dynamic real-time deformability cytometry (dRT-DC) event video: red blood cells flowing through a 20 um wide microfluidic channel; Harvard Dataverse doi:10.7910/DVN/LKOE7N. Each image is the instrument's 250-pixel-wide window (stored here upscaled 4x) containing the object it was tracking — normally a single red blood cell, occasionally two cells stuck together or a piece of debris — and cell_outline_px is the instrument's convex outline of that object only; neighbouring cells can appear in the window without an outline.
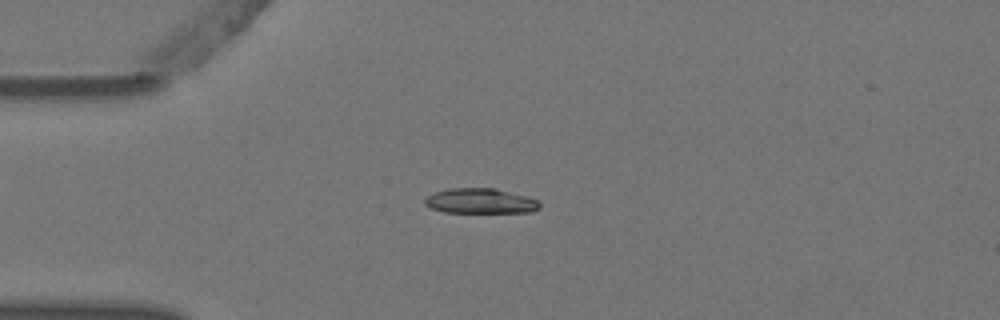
{"species": "Egyptian fruit bat (a non-hibernating species)", "species_latin": "Rousettus aegyptiacus", "temperature_condition": "warm", "stored_images_in_passage": 5, "camera_frame_rate_fps": 3000, "um_per_image_px": 0.085, "animal": {"sex": "female"}, "frame": {"image": 1, "passage_image": 3, "time_ms": 0.667, "image_size_px": [1000, 320], "cell_outline_px": [[540, 208], [532, 212], [444, 212], [432, 208], [424, 204], [424, 200], [428, 196], [436, 192], [448, 188], [496, 188], [528, 196], [536, 200], [540, 204]], "centroid_in_image_um": [40.85, 17.08], "position_along_channel_um": 44.1, "area_um2": 16.76}}
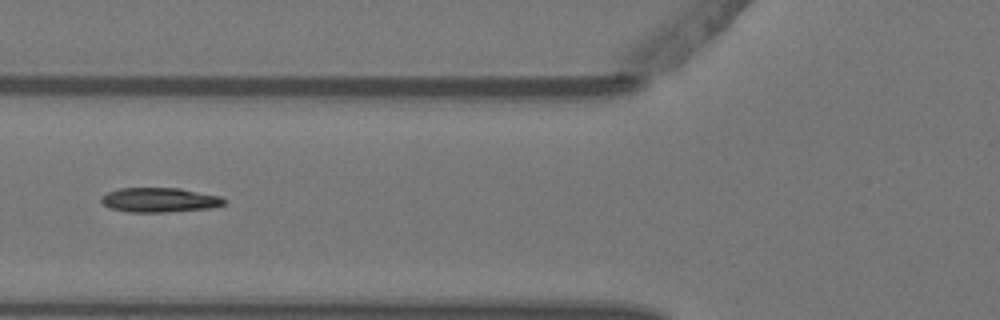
{"frame": {"image": 2, "passage_image": 5, "time_ms": 1.333, "image_size_px": [1000, 320], "cell_outline_px": [[224, 204], [212, 208], [164, 212], [128, 212], [108, 208], [100, 200], [100, 196], [108, 192], [120, 188], [180, 188], [220, 196], [224, 200]], "centroid_in_image_um": [13.52, 17.0], "position_along_channel_um": 112.3, "area_um2": 17.57}}